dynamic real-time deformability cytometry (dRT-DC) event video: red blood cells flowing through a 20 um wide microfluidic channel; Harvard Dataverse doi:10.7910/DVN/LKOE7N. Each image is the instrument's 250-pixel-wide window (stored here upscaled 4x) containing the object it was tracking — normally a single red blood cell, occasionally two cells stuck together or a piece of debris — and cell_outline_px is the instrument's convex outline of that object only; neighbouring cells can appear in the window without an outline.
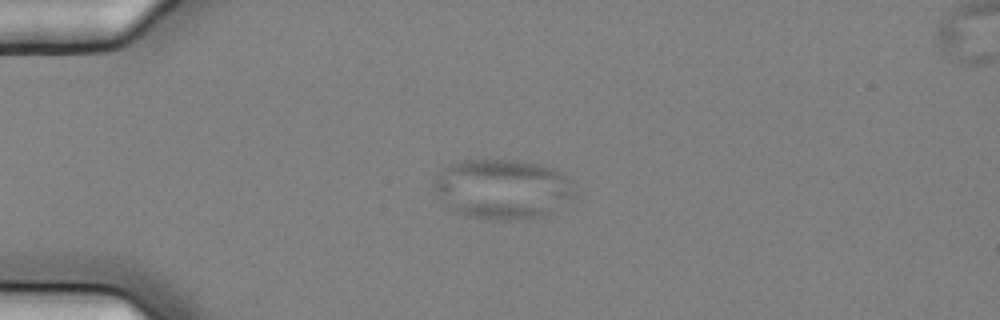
{"species": "common noctule bat (a hibernating species)", "species_latin": "Nyctalus noctula", "temperature_condition": "cold", "stored_images_in_passage": 3, "camera_frame_rate_fps": 3000, "um_per_image_px": 0.085, "animal": {"sex": "female", "body_mass_g": 25.1}, "frame": {"image": 1, "passage_image": 1, "time_ms": 0.0, "image_size_px": [1000, 320], "cell_outline_px": [[572, 196], [548, 216], [508, 220], [496, 220], [468, 216], [452, 212], [436, 196], [432, 188], [432, 184], [436, 176], [452, 160], [520, 160], [540, 164], [552, 168], [564, 176]], "centroid_in_image_um": [42.57, 16.07], "position_along_channel_um": 42.4, "area_um2": 49.07}}